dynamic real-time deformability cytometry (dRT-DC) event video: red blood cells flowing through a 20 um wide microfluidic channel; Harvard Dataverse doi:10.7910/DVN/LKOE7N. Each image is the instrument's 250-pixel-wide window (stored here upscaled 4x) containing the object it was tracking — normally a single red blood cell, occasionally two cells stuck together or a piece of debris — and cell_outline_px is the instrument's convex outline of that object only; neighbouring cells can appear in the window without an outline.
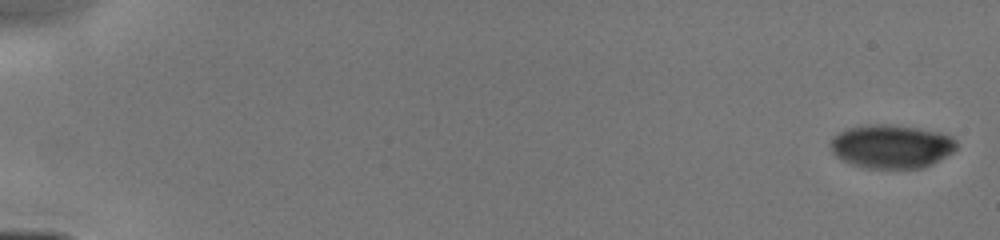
{"species": "human", "species_latin": "Homo sapiens", "temperature_condition": "cold", "stored_images_in_passage": 30, "camera_frame_rate_fps": 3000, "um_per_image_px": 0.085, "donor": {"sex": "male"}, "frame": {"image": 1, "passage_image": 1, "time_ms": 0.0, "image_size_px": [1000, 240], "cell_outline_px": [[956, 148], [952, 152], [932, 164], [924, 168], [864, 168], [840, 160], [832, 152], [828, 144], [832, 136], [848, 128], [864, 124], [888, 124], [916, 128], [940, 132], [952, 136], [956, 140]], "centroid_in_image_um": [75.72, 12.44], "position_along_channel_um": 9.3, "area_um2": 32.31}}
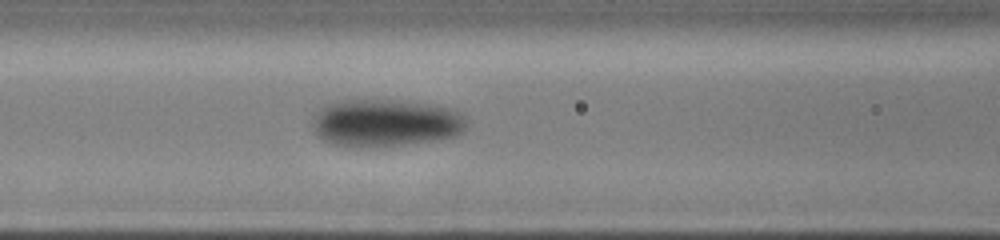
{"frame": {"image": 2, "passage_image": 20, "time_ms": 7.0, "image_size_px": [1000, 240], "cell_outline_px": [[468, 120], [464, 128], [456, 136], [440, 140], [368, 148], [332, 144], [324, 140], [312, 128], [312, 116], [316, 108], [324, 104], [336, 100], [372, 96], [404, 100], [432, 104], [452, 108], [460, 112]], "centroid_in_image_um": [32.71, 10.38], "position_along_channel_um": 133.9, "area_um2": 44.51}}
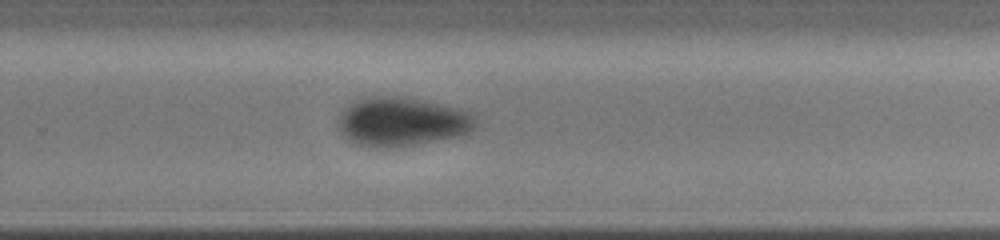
{"frame": {"image": 3, "passage_image": 30, "time_ms": 10.667, "image_size_px": [1000, 240], "cell_outline_px": [[476, 128], [460, 136], [396, 148], [376, 148], [356, 144], [348, 140], [340, 132], [336, 124], [336, 116], [352, 100], [360, 96], [404, 96], [460, 108], [472, 112], [476, 116]], "centroid_in_image_um": [34.11, 10.33], "position_along_channel_um": 295.7, "area_um2": 40.4}}